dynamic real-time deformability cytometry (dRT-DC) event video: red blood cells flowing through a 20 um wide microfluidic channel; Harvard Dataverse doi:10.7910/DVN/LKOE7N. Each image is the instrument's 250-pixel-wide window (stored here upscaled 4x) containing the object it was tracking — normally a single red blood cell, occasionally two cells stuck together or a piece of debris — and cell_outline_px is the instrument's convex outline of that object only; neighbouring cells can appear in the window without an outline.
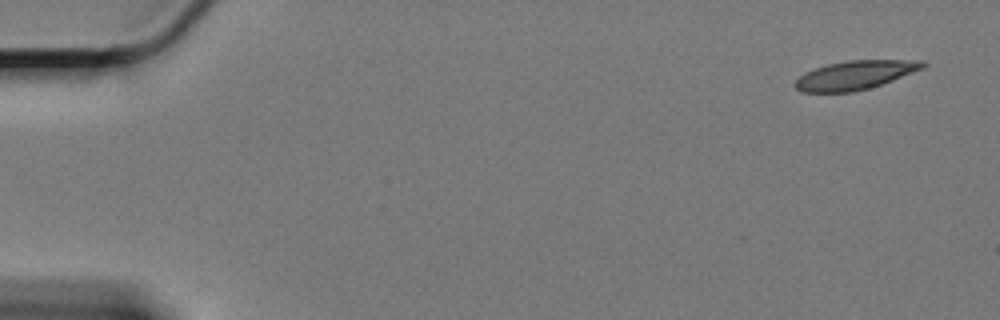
{"species": "Egyptian fruit bat (a non-hibernating species)", "species_latin": "Rousettus aegyptiacus", "temperature_condition": "cold", "stored_images_in_passage": 59, "camera_frame_rate_fps": 3000, "um_per_image_px": 0.085, "animal": {"sex": "female"}, "frame": {"image": 1, "passage_image": 1, "time_ms": 0.0, "image_size_px": [1000, 320], "cell_outline_px": [[928, 64], [924, 68], [892, 80], [868, 88], [852, 92], [804, 92], [796, 88], [792, 84], [804, 72], [828, 64], [848, 60], [924, 60]], "centroid_in_image_um": [72.68, 6.37], "position_along_channel_um": 12.3, "area_um2": 21.33}}
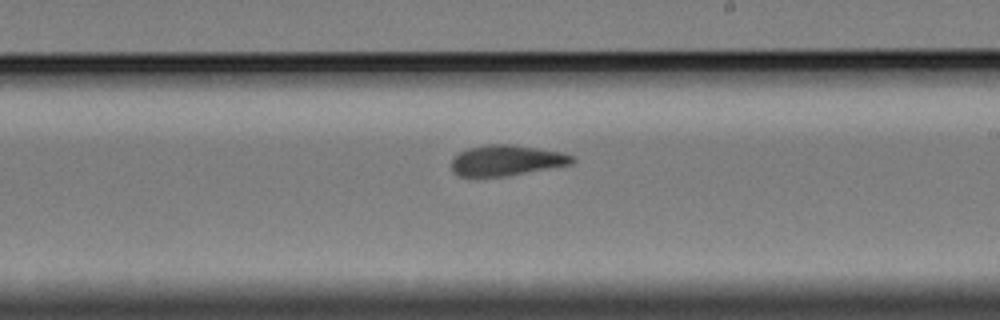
{"frame": {"image": 2, "passage_image": 34, "time_ms": 11.0, "image_size_px": [1000, 320], "cell_outline_px": [[576, 160], [572, 164], [504, 176], [460, 176], [452, 172], [452, 160], [460, 152], [468, 148], [484, 144], [512, 144], [540, 148], [560, 152], [572, 156]], "centroid_in_image_um": [43.04, 13.62], "position_along_channel_um": 246.0, "area_um2": 21.39}}
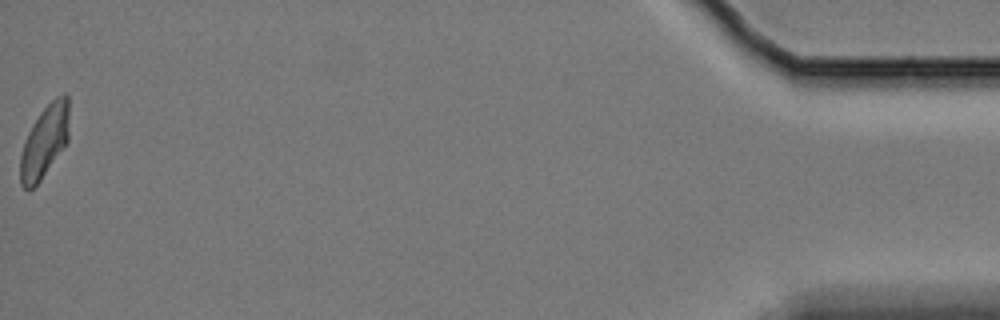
{"frame": {"image": 3, "passage_image": 59, "time_ms": 19.333, "image_size_px": [1000, 320], "cell_outline_px": [[68, 140], [40, 180], [28, 192], [20, 184], [20, 156], [24, 140], [32, 124], [40, 112], [56, 96], [64, 92], [68, 96]], "centroid_in_image_um": [3.76, 12.01], "position_along_channel_um": 431.4, "area_um2": 20.46}, "authors_computed_cell_mechanics": {"area_um2": 22.0218, "velocity_mm_per_s": 3.3104, "shape_relaxation_time_tau1_ms": null, "shape_relaxation_time_tau2_ms": 3.406, "deformation_change_tau1": null, "deformation_change_tau2": 0.0887}}